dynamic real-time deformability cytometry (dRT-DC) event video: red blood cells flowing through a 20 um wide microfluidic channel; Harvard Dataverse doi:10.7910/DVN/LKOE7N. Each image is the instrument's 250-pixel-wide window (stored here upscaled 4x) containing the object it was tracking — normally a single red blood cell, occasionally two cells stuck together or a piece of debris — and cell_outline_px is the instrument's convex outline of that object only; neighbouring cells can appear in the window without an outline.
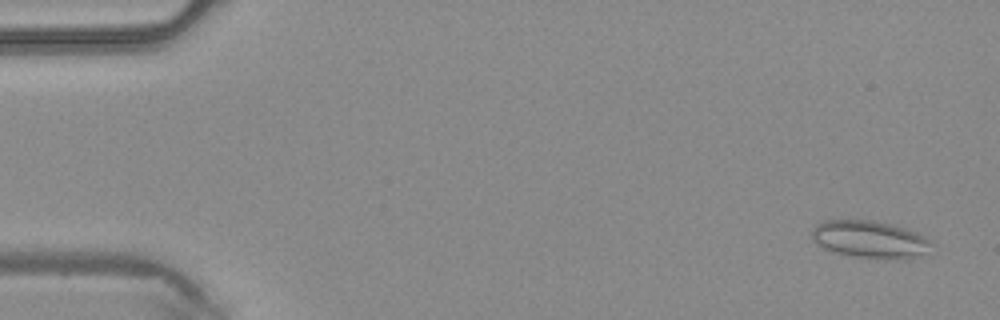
{"species": "common noctule bat (a hibernating species)", "species_latin": "Nyctalus noctula", "temperature_condition": "warm", "stored_images_in_passage": 46, "camera_frame_rate_fps": 3000, "um_per_image_px": 0.085, "animal": {"sex": "male", "body_mass_g": 20.4}, "frame": {"image": 1, "passage_image": 2, "time_ms": 0.333, "image_size_px": [1000, 320], "cell_outline_px": [[936, 244], [924, 252], [908, 260], [888, 260], [852, 256], [828, 252], [816, 244], [812, 240], [812, 228], [816, 224], [824, 220], [872, 220], [892, 224], [916, 232], [932, 240]], "centroid_in_image_um": [73.93, 20.37], "position_along_channel_um": 11.1, "area_um2": 26.76}}
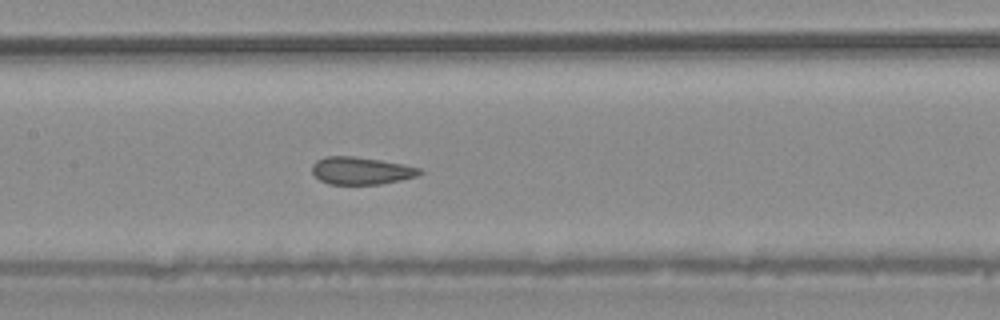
{"frame": {"image": 2, "passage_image": 22, "time_ms": 7.0, "image_size_px": [1000, 320], "cell_outline_px": [[424, 172], [416, 176], [400, 180], [380, 184], [328, 184], [320, 180], [312, 172], [312, 164], [316, 160], [328, 156], [352, 156], [380, 160], [404, 164], [420, 168]], "centroid_in_image_um": [30.69, 14.51], "position_along_channel_um": 176.7, "area_um2": 17.17}}
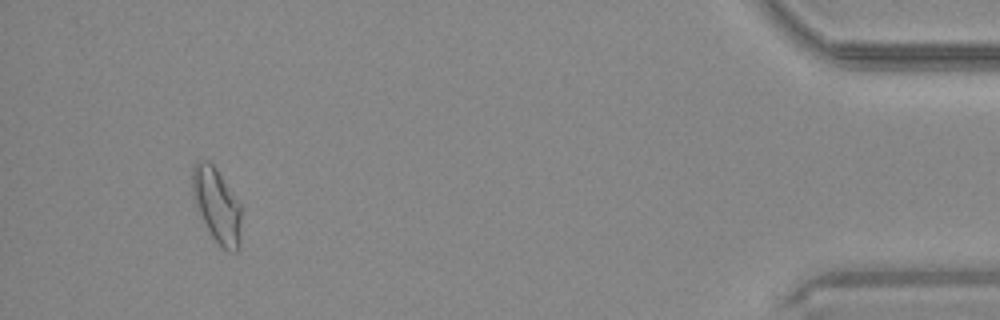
{"frame": {"image": 3, "passage_image": 43, "time_ms": 14.0, "image_size_px": [1000, 320], "cell_outline_px": [[240, 244], [236, 252], [228, 252], [212, 236], [192, 196], [192, 168], [196, 160], [208, 160], [216, 168], [240, 204]], "centroid_in_image_um": [18.42, 17.41], "position_along_channel_um": 416.8, "area_um2": 20.81}}